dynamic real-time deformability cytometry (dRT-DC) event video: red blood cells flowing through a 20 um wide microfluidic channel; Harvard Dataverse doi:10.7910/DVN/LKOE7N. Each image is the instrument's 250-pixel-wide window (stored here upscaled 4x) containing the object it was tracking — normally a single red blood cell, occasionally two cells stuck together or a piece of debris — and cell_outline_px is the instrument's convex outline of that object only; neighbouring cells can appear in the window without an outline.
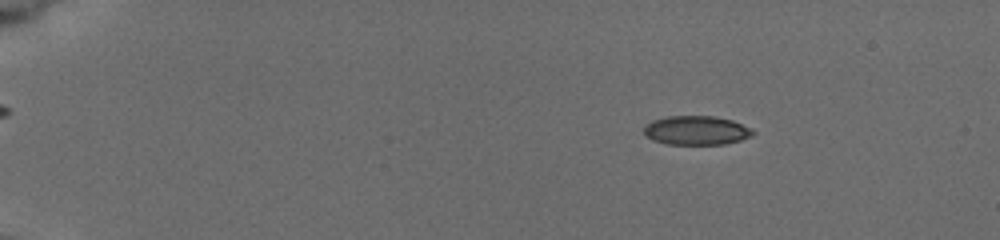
{"species": "common noctule bat (a hibernating species)", "species_latin": "Nyctalus noctula", "temperature_condition": "cold", "stored_images_in_passage": 8, "camera_frame_rate_fps": 3000, "um_per_image_px": 0.085, "animal": {"sex": "female", "body_mass_g": 19.5, "forearm_length_mm": 54.1}, "frame": {"image": 1, "passage_image": 3, "time_ms": 1.667, "image_size_px": [1000, 240], "cell_outline_px": [[756, 132], [752, 136], [740, 140], [724, 144], [668, 144], [652, 140], [644, 132], [644, 128], [652, 120], [668, 116], [712, 116], [732, 120]], "centroid_in_image_um": [59.19, 11.08], "position_along_channel_um": 25.8, "area_um2": 18.21}}
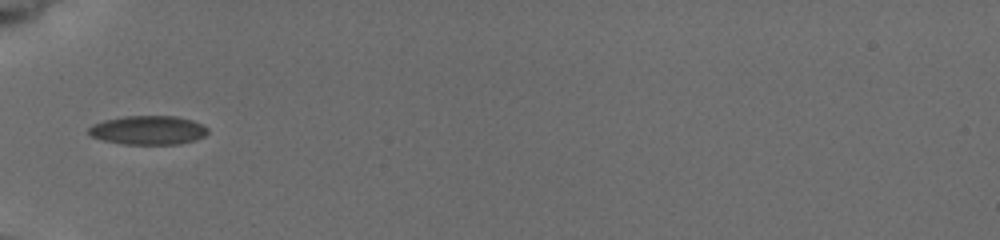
{"frame": {"image": 2, "passage_image": 7, "time_ms": 5.667, "image_size_px": [1000, 240], "cell_outline_px": [[208, 132], [204, 136], [196, 140], [180, 144], [120, 144], [104, 140], [92, 136], [88, 132], [88, 128], [92, 124], [104, 120], [124, 116], [176, 116], [192, 120], [208, 128]], "centroid_in_image_um": [12.59, 11.06], "position_along_channel_um": 72.4, "area_um2": 20.11}}